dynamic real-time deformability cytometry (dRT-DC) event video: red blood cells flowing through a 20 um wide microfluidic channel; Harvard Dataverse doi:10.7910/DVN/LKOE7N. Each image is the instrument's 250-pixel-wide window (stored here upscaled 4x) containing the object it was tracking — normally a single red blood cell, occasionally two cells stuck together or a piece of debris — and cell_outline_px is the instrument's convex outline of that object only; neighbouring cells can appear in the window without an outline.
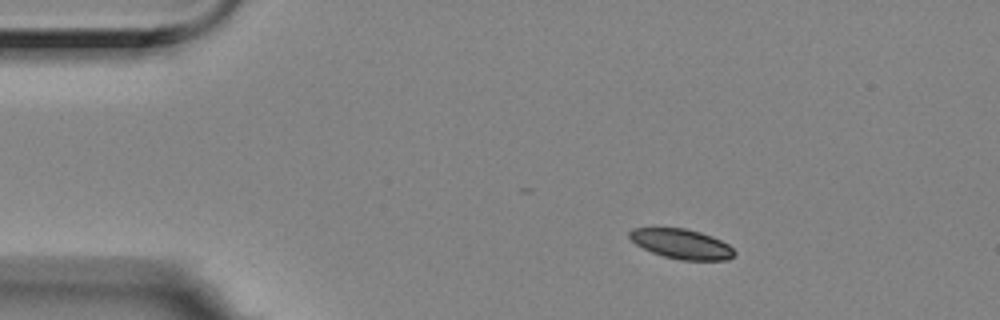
{"species": "Egyptian fruit bat (a non-hibernating species)", "species_latin": "Rousettus aegyptiacus", "temperature_condition": "room temperature", "stored_images_in_passage": 4, "camera_frame_rate_fps": 3000, "um_per_image_px": 0.085, "animal": {"sex": "female"}, "frame": {"image": 1, "passage_image": 2, "time_ms": 0.333, "image_size_px": [1000, 320], "cell_outline_px": [[736, 252], [728, 260], [680, 260], [664, 256], [652, 252], [636, 244], [628, 236], [628, 232], [632, 228], [684, 228], [700, 232], [712, 236], [728, 244]], "centroid_in_image_um": [57.93, 20.73], "position_along_channel_um": 27.1, "area_um2": 18.09}}